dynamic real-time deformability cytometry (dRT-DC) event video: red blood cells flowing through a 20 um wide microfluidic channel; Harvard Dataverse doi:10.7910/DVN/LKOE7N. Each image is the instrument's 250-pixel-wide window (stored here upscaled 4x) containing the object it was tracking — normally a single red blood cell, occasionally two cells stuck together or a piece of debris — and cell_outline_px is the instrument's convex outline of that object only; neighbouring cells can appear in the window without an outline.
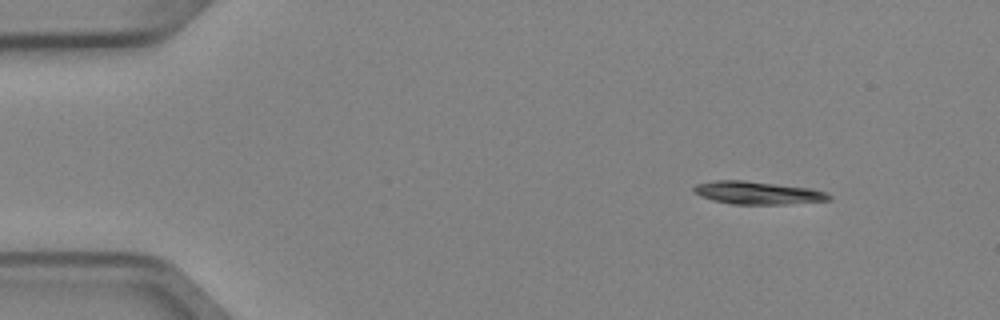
{"species": "Egyptian fruit bat (a non-hibernating species)", "species_latin": "Rousettus aegyptiacus", "temperature_condition": "cold", "stored_images_in_passage": 3, "camera_frame_rate_fps": 3000, "um_per_image_px": 0.085, "animal": {"sex": "female"}, "frame": {"image": 1, "passage_image": 1, "time_ms": 0.0, "image_size_px": [1000, 320], "cell_outline_px": [[832, 200], [784, 204], [732, 204], [712, 200], [700, 196], [692, 188], [696, 184], [716, 180], [744, 180], [812, 188], [828, 192], [832, 196]], "centroid_in_image_um": [64.44, 16.39], "position_along_channel_um": 20.6, "area_um2": 18.09}}
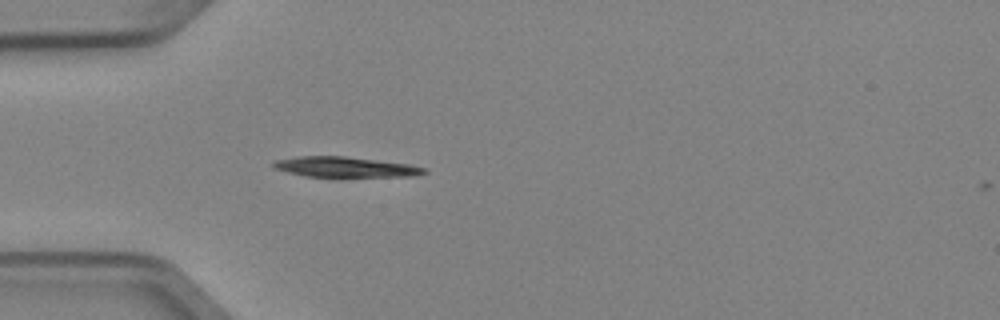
{"frame": {"image": 2, "passage_image": 3, "time_ms": 0.667, "image_size_px": [1000, 320], "cell_outline_px": [[428, 172], [412, 176], [340, 180], [336, 180], [304, 176], [288, 172], [276, 168], [272, 164], [276, 160], [300, 156], [344, 156], [408, 164], [424, 168]], "centroid_in_image_um": [29.38, 14.26], "position_along_channel_um": 55.6, "area_um2": 18.96}}